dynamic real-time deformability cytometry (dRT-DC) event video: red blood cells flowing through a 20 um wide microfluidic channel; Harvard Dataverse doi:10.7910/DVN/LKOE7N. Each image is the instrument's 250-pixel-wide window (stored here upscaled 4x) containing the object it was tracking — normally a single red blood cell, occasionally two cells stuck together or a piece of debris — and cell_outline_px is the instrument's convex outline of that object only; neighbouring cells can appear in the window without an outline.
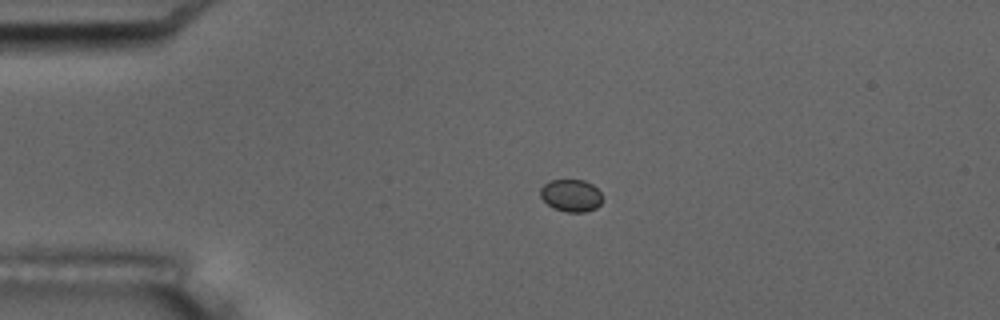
{"species": "common noctule bat (a hibernating species)", "species_latin": "Nyctalus noctula", "temperature_condition": "room temperature", "stored_images_in_passage": 5, "camera_frame_rate_fps": 3000, "um_per_image_px": 0.085, "animal": {"sex": "male", "body_mass_g": 17.5, "forearm_length_mm": 52.3}, "frame": {"image": 1, "passage_image": 4, "time_ms": 4.0, "image_size_px": [1000, 320], "cell_outline_px": [[604, 200], [596, 208], [584, 212], [568, 212], [552, 208], [540, 196], [540, 188], [544, 184], [552, 180], [584, 180], [592, 184], [604, 196]], "centroid_in_image_um": [48.57, 16.62], "position_along_channel_um": 36.4, "area_um2": 11.79}}